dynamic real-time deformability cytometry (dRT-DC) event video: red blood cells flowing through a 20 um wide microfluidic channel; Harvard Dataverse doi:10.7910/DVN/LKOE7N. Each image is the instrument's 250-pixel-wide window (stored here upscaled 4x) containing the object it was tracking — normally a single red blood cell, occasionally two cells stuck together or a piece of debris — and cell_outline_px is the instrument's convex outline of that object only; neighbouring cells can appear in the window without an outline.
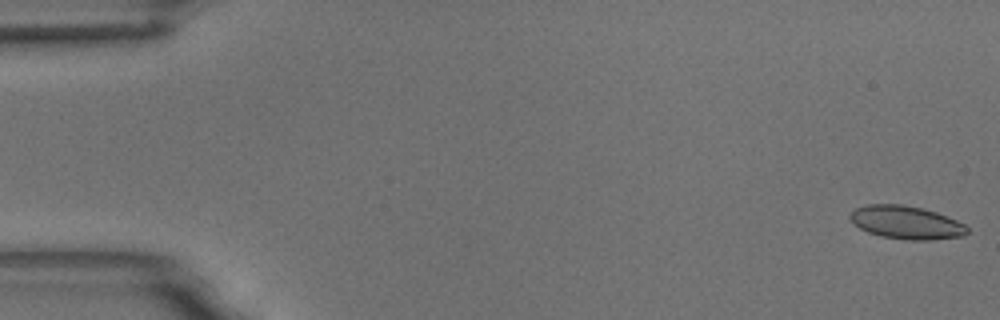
{"species": "common noctule bat (a hibernating species)", "species_latin": "Nyctalus noctula", "temperature_condition": "room temperature", "stored_images_in_passage": 59, "camera_frame_rate_fps": 3000, "um_per_image_px": 0.085, "animal": {"sex": "male", "body_mass_g": 18.8}, "frame": {"image": 1, "passage_image": 1, "time_ms": 0.0, "image_size_px": [1000, 320], "cell_outline_px": [[968, 232], [964, 236], [932, 240], [908, 240], [880, 236], [868, 232], [860, 228], [848, 216], [856, 208], [868, 204], [904, 204], [924, 208], [936, 212], [956, 220], [964, 224], [968, 228]], "centroid_in_image_um": [77.05, 18.91], "position_along_channel_um": 7.9, "area_um2": 22.66}}
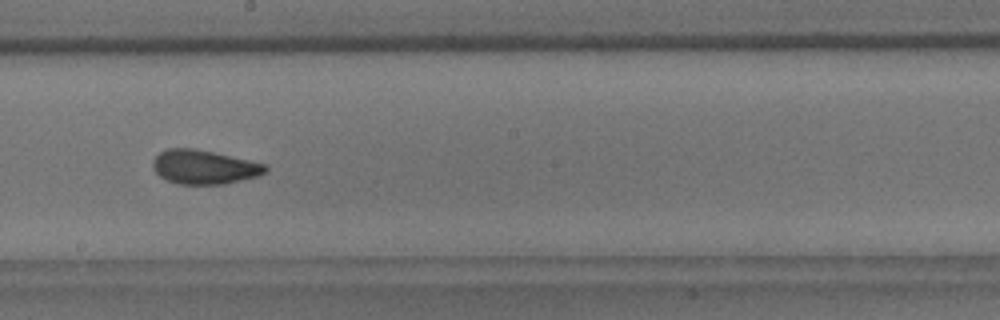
{"frame": {"image": 2, "passage_image": 33, "time_ms": 10.667, "image_size_px": [1000, 320], "cell_outline_px": [[268, 172], [256, 176], [224, 184], [180, 184], [168, 180], [160, 176], [152, 168], [152, 160], [160, 152], [168, 148], [192, 148], [212, 152], [268, 164]], "centroid_in_image_um": [17.36, 14.19], "position_along_channel_um": 230.8, "area_um2": 22.25}}
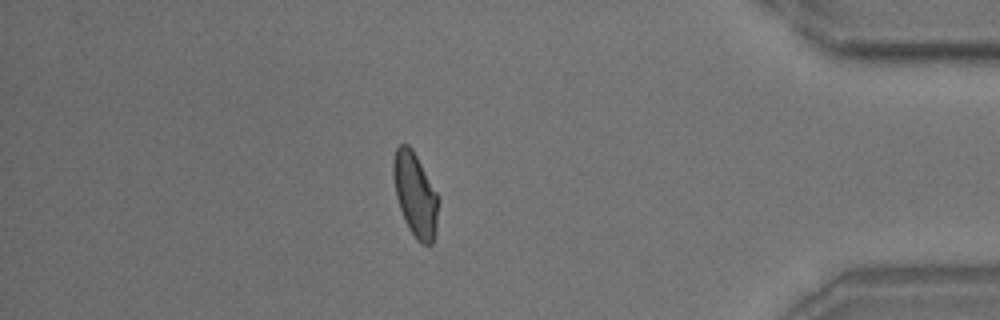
{"frame": {"image": 3, "passage_image": 51, "time_ms": 16.667, "image_size_px": [1000, 320], "cell_outline_px": [[440, 200], [436, 228], [432, 244], [424, 244], [416, 240], [408, 228], [400, 208], [396, 196], [392, 172], [392, 160], [396, 148], [400, 144], [408, 144], [412, 148], [440, 196]], "centroid_in_image_um": [35.31, 16.52], "position_along_channel_um": 399.9, "area_um2": 22.37}, "authors_computed_cell_mechanics": {"area_um2": 22.1952, "velocity_mm_per_s": 3.4346, "shape_relaxation_time_tau1_ms": 8.7202, "shape_relaxation_time_tau2_ms": 1.3114, "deformation_change_tau1": 0.1664, "deformation_change_tau2": 0.0684}}